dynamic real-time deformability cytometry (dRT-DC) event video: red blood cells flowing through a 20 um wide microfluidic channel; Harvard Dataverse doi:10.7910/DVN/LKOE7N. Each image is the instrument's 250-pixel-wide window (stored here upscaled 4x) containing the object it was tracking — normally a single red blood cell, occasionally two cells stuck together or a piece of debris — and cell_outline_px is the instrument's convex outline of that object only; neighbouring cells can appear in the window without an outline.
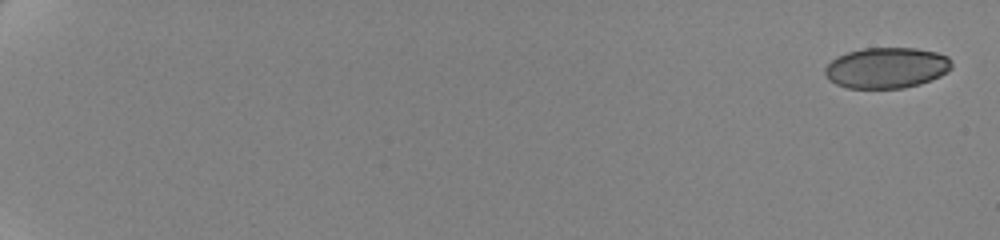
{"species": "human", "species_latin": "Homo sapiens", "temperature_condition": "cold", "stored_images_in_passage": 21, "camera_frame_rate_fps": 3000, "um_per_image_px": 0.085, "donor": {"sex": "female"}, "frame": {"image": 1, "passage_image": 1, "time_ms": 0.0, "image_size_px": [1000, 240], "cell_outline_px": [[952, 68], [948, 72], [940, 76], [920, 84], [904, 88], [848, 88], [836, 84], [828, 80], [824, 72], [824, 68], [836, 56], [848, 52], [864, 48], [916, 48], [936, 52], [948, 56], [952, 60]], "centroid_in_image_um": [75.37, 5.76], "position_along_channel_um": 9.6, "area_um2": 30.35}}
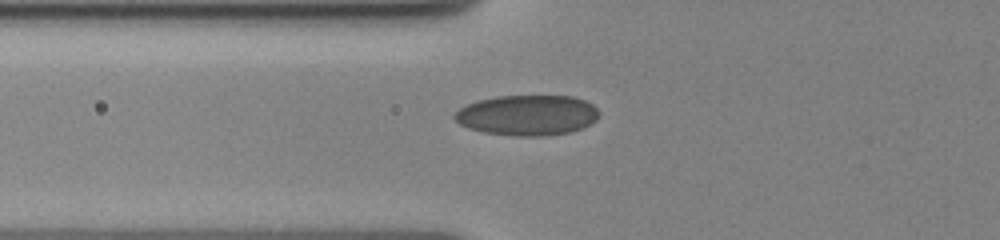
{"frame": {"image": 2, "passage_image": 16, "time_ms": 8.333, "image_size_px": [1000, 240], "cell_outline_px": [[600, 112], [596, 120], [584, 128], [568, 132], [544, 136], [512, 136], [484, 132], [468, 128], [460, 124], [452, 116], [464, 104], [476, 100], [496, 96], [572, 96], [584, 100], [592, 104]], "centroid_in_image_um": [44.81, 9.79], "position_along_channel_um": 81.0, "area_um2": 34.28}}
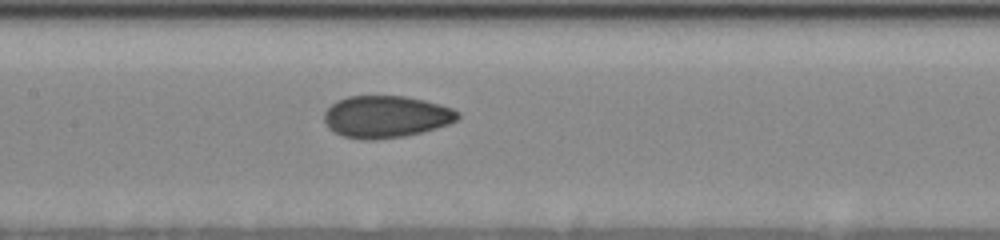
{"frame": {"image": 3, "passage_image": 21, "time_ms": 11.0, "image_size_px": [1000, 240], "cell_outline_px": [[460, 116], [456, 120], [448, 124], [420, 132], [404, 136], [376, 140], [364, 140], [344, 136], [328, 128], [324, 120], [324, 112], [336, 100], [348, 96], [404, 96], [424, 100], [440, 104], [452, 108], [460, 112]], "centroid_in_image_um": [32.8, 9.91], "position_along_channel_um": 174.6, "area_um2": 32.66}}